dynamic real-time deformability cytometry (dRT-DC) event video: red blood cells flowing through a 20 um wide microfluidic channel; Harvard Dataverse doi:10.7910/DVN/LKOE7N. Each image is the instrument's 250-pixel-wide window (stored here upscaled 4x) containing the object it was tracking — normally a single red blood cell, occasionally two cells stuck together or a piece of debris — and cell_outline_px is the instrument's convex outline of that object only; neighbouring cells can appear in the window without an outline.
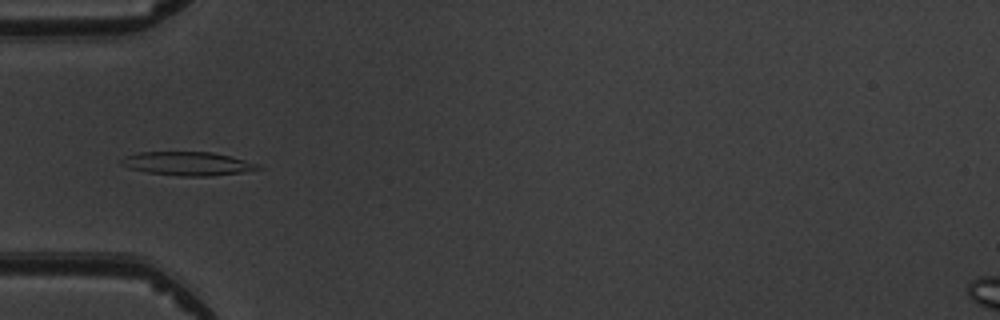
{"species": "common noctule bat (a hibernating species)", "species_latin": "Nyctalus noctula", "temperature_condition": "warm", "stored_images_in_passage": 5, "camera_frame_rate_fps": 3000, "um_per_image_px": 0.085, "animal": {"sex": "male", "body_mass_g": 19.5, "forearm_length_mm": 54.6}, "frame": {"image": 1, "passage_image": 5, "time_ms": 4.333, "image_size_px": [1000, 320], "cell_outline_px": [[264, 168], [244, 172], [212, 176], [180, 176], [148, 172], [128, 168], [120, 164], [120, 160], [124, 156], [140, 152], [212, 152], [232, 156], [260, 164]], "centroid_in_image_um": [15.99, 13.91], "position_along_channel_um": 69.0, "area_um2": 19.02}}